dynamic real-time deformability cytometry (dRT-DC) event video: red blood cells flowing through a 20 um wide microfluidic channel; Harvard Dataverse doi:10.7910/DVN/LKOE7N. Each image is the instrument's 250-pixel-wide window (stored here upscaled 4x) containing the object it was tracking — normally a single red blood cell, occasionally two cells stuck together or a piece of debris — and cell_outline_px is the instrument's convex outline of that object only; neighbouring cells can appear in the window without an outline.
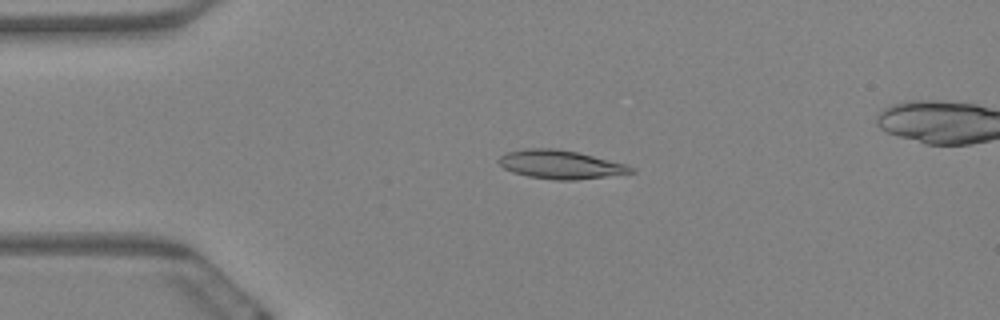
{"species": "Egyptian fruit bat (a non-hibernating species)", "species_latin": "Rousettus aegyptiacus", "temperature_condition": "warm", "stored_images_in_passage": 6, "camera_frame_rate_fps": 3000, "um_per_image_px": 0.085, "animal": {"sex": "female"}, "frame": {"image": 1, "passage_image": 4, "time_ms": 1.0, "image_size_px": [1000, 320], "cell_outline_px": [[636, 172], [576, 180], [556, 180], [528, 176], [512, 172], [504, 168], [496, 160], [500, 156], [508, 152], [524, 148], [556, 148], [576, 152], [628, 164], [636, 168]], "centroid_in_image_um": [47.65, 13.98], "position_along_channel_um": 37.3, "area_um2": 22.08}}